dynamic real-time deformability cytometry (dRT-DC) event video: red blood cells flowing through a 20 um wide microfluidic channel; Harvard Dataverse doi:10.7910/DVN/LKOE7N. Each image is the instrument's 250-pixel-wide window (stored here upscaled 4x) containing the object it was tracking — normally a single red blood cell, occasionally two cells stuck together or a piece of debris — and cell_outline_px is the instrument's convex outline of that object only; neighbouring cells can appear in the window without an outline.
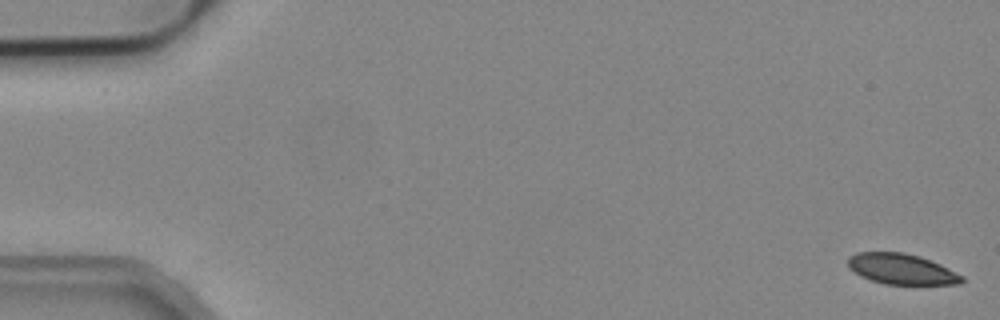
{"species": "common noctule bat (a hibernating species)", "species_latin": "Nyctalus noctula", "temperature_condition": "cold", "stored_images_in_passage": 5, "camera_frame_rate_fps": 3000, "um_per_image_px": 0.085, "animal": {"sex": "male", "body_mass_g": 19.2, "forearm_length_mm": 51.8}, "frame": {"image": 1, "passage_image": 1, "time_ms": 0.0, "image_size_px": [1000, 320], "cell_outline_px": [[964, 280], [960, 284], [884, 284], [860, 276], [848, 268], [848, 256], [856, 252], [904, 252], [920, 256], [940, 264], [964, 276]], "centroid_in_image_um": [76.61, 22.86], "position_along_channel_um": 8.4, "area_um2": 20.4}}
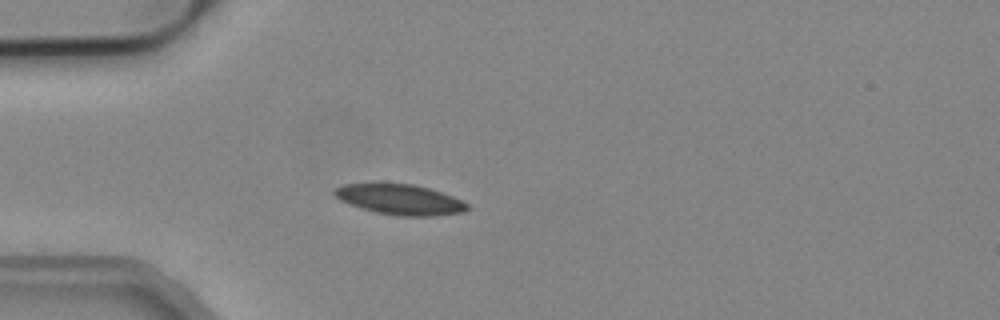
{"frame": {"image": 2, "passage_image": 4, "time_ms": 1.0, "image_size_px": [1000, 320], "cell_outline_px": [[468, 208], [464, 212], [432, 216], [400, 216], [376, 212], [348, 204], [340, 200], [332, 192], [336, 188], [344, 184], [412, 184], [428, 188], [452, 196], [468, 204]], "centroid_in_image_um": [33.99, 16.97], "position_along_channel_um": 51.0, "area_um2": 23.12}}